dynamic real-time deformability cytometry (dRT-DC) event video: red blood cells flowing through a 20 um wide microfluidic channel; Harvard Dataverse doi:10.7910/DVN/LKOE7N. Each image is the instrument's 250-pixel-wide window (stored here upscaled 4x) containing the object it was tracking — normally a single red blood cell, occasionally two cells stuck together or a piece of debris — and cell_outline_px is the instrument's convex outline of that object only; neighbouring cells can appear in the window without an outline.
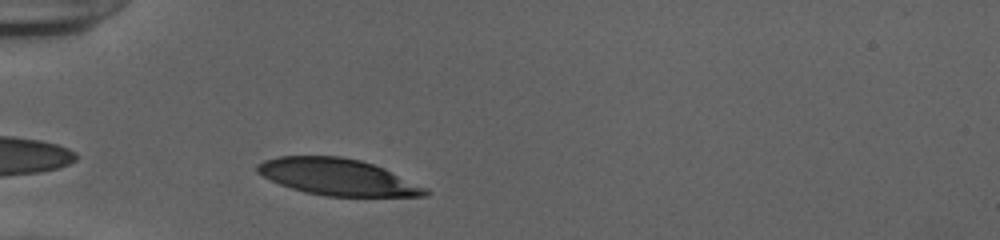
{"species": "human", "species_latin": "Homo sapiens", "temperature_condition": "cold", "stored_images_in_passage": 30, "camera_frame_rate_fps": 3000, "um_per_image_px": 0.085, "donor": {"sex": "female"}, "frame": {"image": 1, "passage_image": 2, "time_ms": 0.333, "image_size_px": [1000, 240], "cell_outline_px": [[432, 192], [428, 196], [324, 196], [304, 192], [280, 184], [256, 172], [256, 164], [264, 160], [276, 156], [340, 156], [360, 160], [384, 168], [428, 188]], "centroid_in_image_um": [28.71, 15.04], "position_along_channel_um": 56.3, "area_um2": 35.84}}
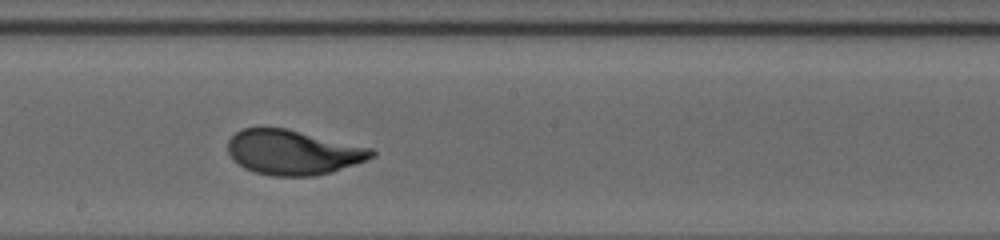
{"frame": {"image": 2, "passage_image": 16, "time_ms": 5.0, "image_size_px": [1000, 240], "cell_outline_px": [[376, 152], [372, 156], [364, 160], [332, 172], [312, 176], [272, 176], [256, 172], [244, 168], [232, 160], [228, 152], [228, 140], [236, 132], [244, 128], [288, 128], [372, 148]], "centroid_in_image_um": [24.87, 12.94], "position_along_channel_um": 223.3, "area_um2": 37.4}}
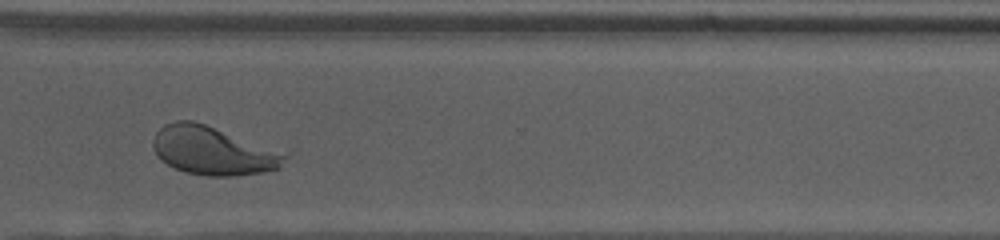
{"frame": {"image": 3, "passage_image": 26, "time_ms": 8.333, "image_size_px": [1000, 240], "cell_outline_px": [[288, 156], [280, 168], [264, 172], [236, 176], [208, 176], [184, 172], [160, 160], [152, 144], [152, 140], [156, 132], [164, 124], [176, 120], [192, 120], [288, 152]], "centroid_in_image_um": [18.14, 12.81], "position_along_channel_um": 352.5, "area_um2": 37.45}, "authors_computed_cell_mechanics": {"area_um2": 37.3388, "velocity_mm_per_s": 3.8641, "shape_relaxation_time_tau1_ms": 2.7125, "shape_relaxation_time_tau2_ms": null, "deformation_change_tau1": 0.1687, "deformation_change_tau2": null}}